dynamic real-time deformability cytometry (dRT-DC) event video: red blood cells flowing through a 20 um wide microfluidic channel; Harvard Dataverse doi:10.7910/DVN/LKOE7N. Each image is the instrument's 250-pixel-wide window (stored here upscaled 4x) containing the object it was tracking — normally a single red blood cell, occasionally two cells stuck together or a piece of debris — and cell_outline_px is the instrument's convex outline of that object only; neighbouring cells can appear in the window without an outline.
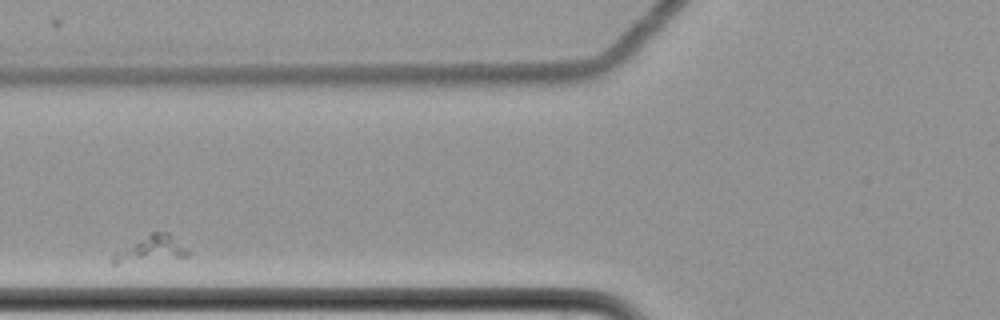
{"species": "common noctule bat (a hibernating species)", "species_latin": "Nyctalus noctula", "temperature_condition": "cold", "stored_images_in_passage": 6, "camera_frame_rate_fps": 3000, "um_per_image_px": 0.085, "animal": {"sex": "female", "body_mass_g": 22.7, "forearm_length_mm": 54.2}, "frame": {"image": 1, "passage_image": 2, "time_ms": 0.333, "image_size_px": [1000, 320], "cell_outline_px": [[188, 256], [116, 264], [112, 264], [112, 252], [152, 232], [168, 232], [188, 248]], "centroid_in_image_um": [12.79, 21.17], "position_along_channel_um": 113.0, "area_um2": 11.44}}
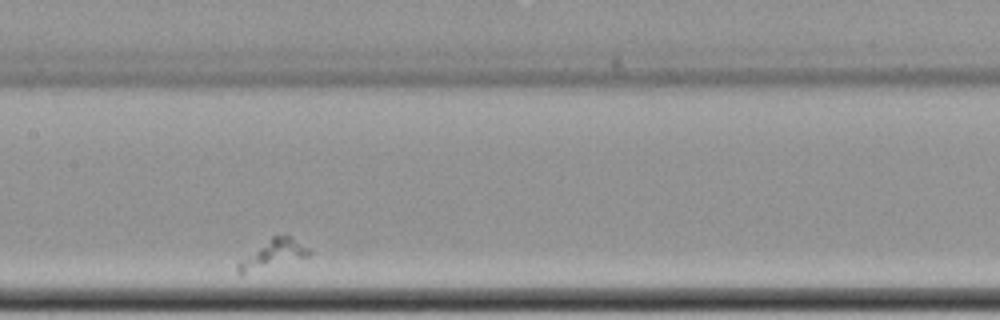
{"frame": {"image": 2, "passage_image": 4, "time_ms": 1.0, "image_size_px": [1000, 320], "cell_outline_px": [[312, 252], [308, 256], [240, 276], [236, 272], [236, 264], [240, 260], [272, 236], [288, 236], [312, 248]], "centroid_in_image_um": [23.18, 21.64], "position_along_channel_um": 184.2, "area_um2": 11.79}}
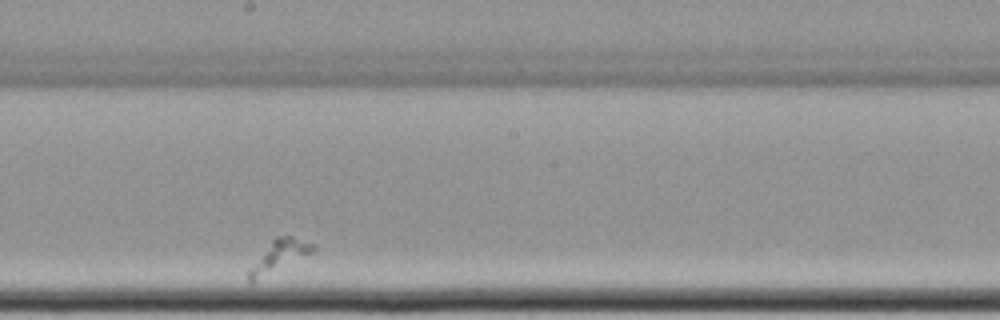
{"frame": {"image": 3, "passage_image": 5, "time_ms": 1.333, "image_size_px": [1000, 320], "cell_outline_px": [[316, 248], [312, 252], [252, 284], [248, 280], [248, 272], [272, 240], [276, 236], [292, 236], [316, 244]], "centroid_in_image_um": [23.75, 21.78], "position_along_channel_um": 224.4, "area_um2": 11.39}}